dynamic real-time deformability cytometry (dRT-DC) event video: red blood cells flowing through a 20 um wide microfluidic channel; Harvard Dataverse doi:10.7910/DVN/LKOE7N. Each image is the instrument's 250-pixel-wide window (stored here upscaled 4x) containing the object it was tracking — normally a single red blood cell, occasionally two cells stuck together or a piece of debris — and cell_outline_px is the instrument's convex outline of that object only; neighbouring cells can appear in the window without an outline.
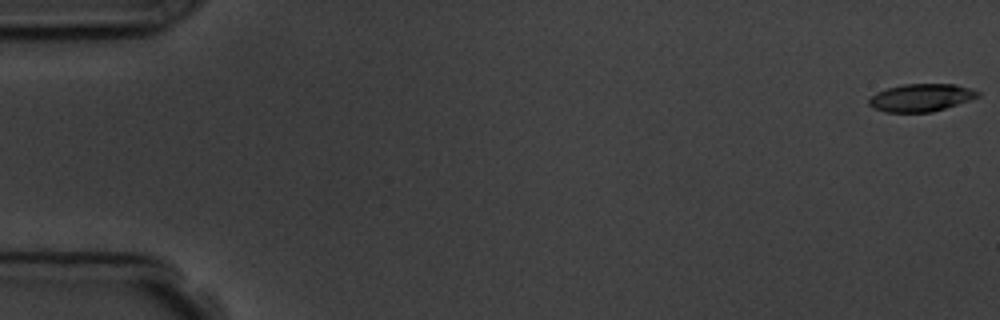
{"species": "common noctule bat (a hibernating species)", "species_latin": "Nyctalus noctula", "temperature_condition": "room temperature", "stored_images_in_passage": 5, "camera_frame_rate_fps": 3000, "um_per_image_px": 0.085, "animal": {"sex": "male", "body_mass_g": 19.5, "forearm_length_mm": 54.6}, "frame": {"image": 1, "passage_image": 1, "time_ms": 0.0, "image_size_px": [1000, 320], "cell_outline_px": [[980, 96], [932, 112], [884, 112], [872, 108], [868, 104], [868, 100], [876, 92], [888, 88], [904, 84], [956, 84], [980, 92]], "centroid_in_image_um": [78.24, 8.3], "position_along_channel_um": 6.8, "area_um2": 17.4}}
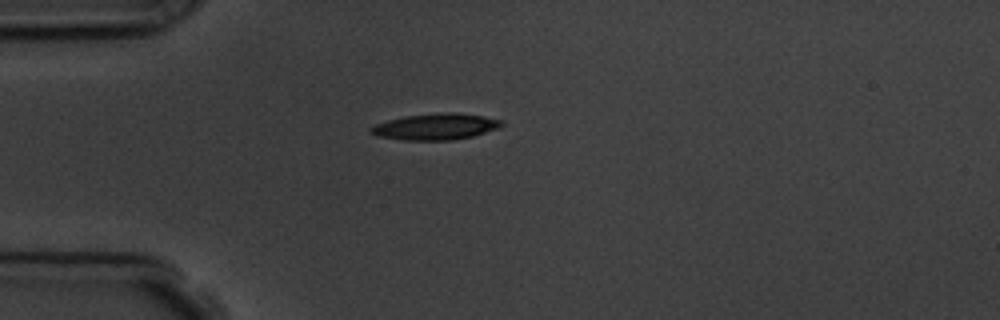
{"frame": {"image": 2, "passage_image": 5, "time_ms": 4.667, "image_size_px": [1000, 320], "cell_outline_px": [[504, 124], [496, 128], [472, 136], [452, 140], [404, 140], [376, 136], [368, 128], [376, 124], [388, 120], [404, 116], [444, 112], [452, 112], [484, 116], [504, 120]], "centroid_in_image_um": [37.02, 10.76], "position_along_channel_um": 48.0, "area_um2": 19.88}}